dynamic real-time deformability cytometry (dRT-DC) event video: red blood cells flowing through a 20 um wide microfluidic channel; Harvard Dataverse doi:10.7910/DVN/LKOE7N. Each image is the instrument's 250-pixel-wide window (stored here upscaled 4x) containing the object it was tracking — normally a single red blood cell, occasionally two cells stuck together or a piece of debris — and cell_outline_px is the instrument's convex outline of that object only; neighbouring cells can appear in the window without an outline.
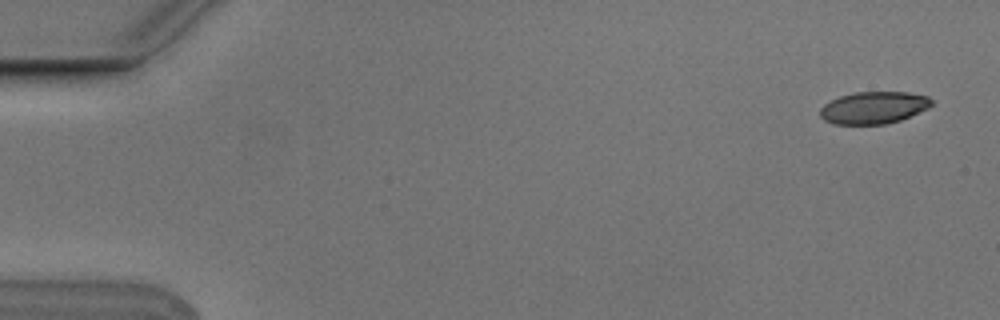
{"species": "Egyptian fruit bat (a non-hibernating species)", "species_latin": "Rousettus aegyptiacus", "temperature_condition": "cold", "stored_images_in_passage": 2, "camera_frame_rate_fps": 3000, "um_per_image_px": 0.085, "animal": {"sex": "male"}, "frame": {"image": 1, "passage_image": 2, "time_ms": 0.333, "image_size_px": [1000, 320], "cell_outline_px": [[932, 104], [928, 108], [900, 120], [884, 124], [832, 124], [824, 120], [820, 116], [820, 108], [824, 104], [840, 96], [852, 92], [908, 92], [928, 96], [932, 100]], "centroid_in_image_um": [74.24, 9.15], "position_along_channel_um": 10.8, "area_um2": 20.87}}